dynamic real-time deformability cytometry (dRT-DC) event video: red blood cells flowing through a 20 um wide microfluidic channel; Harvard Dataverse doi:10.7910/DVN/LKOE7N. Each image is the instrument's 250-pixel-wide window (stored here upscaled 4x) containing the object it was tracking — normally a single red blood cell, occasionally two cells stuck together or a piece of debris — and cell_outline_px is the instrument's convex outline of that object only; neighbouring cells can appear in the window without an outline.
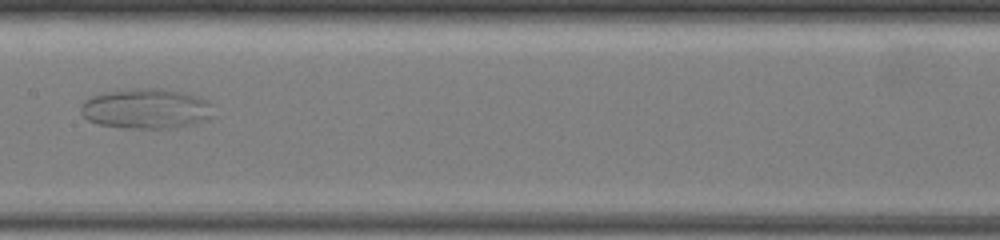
{"species": "common noctule bat (a hibernating species)", "species_latin": "Nyctalus noctula", "temperature_condition": "warm", "stored_images_in_passage": 35, "segment_of_instrument_passage": [1, 2], "camera_frame_rate_fps": 3000, "um_per_image_px": 0.085, "animal": {"sex": "female", "body_mass_g": 19.5, "forearm_length_mm": 54.1}, "frame": {"image": 1, "passage_image": 19, "time_ms": 10.0, "image_size_px": [1000, 240], "cell_outline_px": [[212, 116], [208, 120], [192, 124], [172, 128], [128, 128], [100, 124], [88, 120], [80, 112], [80, 108], [84, 100], [92, 96], [104, 92], [136, 88], [160, 88], [180, 92], [196, 96], [208, 100]], "centroid_in_image_um": [12.4, 9.23], "position_along_channel_um": 195.0, "area_um2": 30.81}}
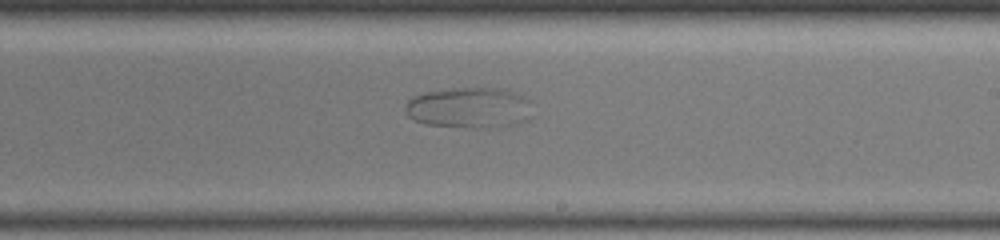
{"frame": {"image": 2, "passage_image": 22, "time_ms": 11.333, "image_size_px": [1000, 240], "cell_outline_px": [[532, 100], [508, 124], [488, 128], [476, 128], [428, 124], [416, 120], [408, 116], [404, 108], [404, 104], [412, 96], [424, 92], [452, 88], [508, 88]], "centroid_in_image_um": [39.67, 9.1], "position_along_channel_um": 249.3, "area_um2": 29.02}}